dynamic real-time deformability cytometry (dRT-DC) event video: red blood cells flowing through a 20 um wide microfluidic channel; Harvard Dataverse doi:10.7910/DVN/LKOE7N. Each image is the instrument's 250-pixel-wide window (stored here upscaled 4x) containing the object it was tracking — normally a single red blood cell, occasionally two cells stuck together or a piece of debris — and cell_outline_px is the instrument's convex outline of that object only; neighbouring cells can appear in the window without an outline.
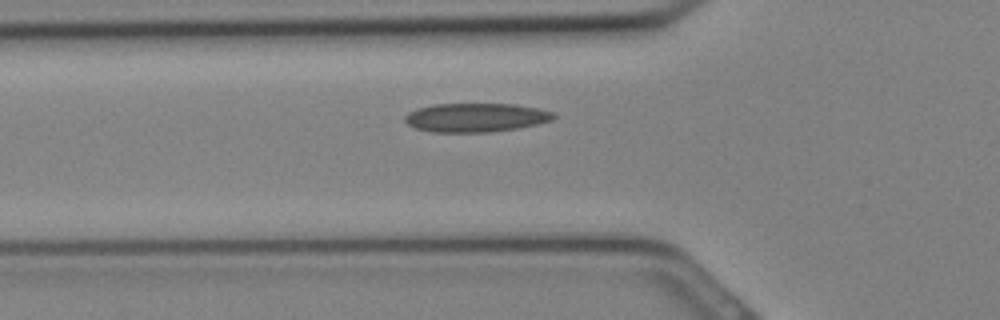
{"species": "Egyptian fruit bat (a non-hibernating species)", "species_latin": "Rousettus aegyptiacus", "temperature_condition": "cold", "stored_images_in_passage": 14, "camera_frame_rate_fps": 3000, "um_per_image_px": 0.085, "animal": {"sex": "female"}, "frame": {"image": 1, "passage_image": 2, "time_ms": 0.333, "image_size_px": [1000, 320], "cell_outline_px": [[556, 116], [552, 120], [520, 128], [488, 132], [432, 132], [416, 128], [408, 124], [404, 120], [404, 116], [408, 112], [416, 108], [432, 104], [516, 104], [536, 108], [552, 112]], "centroid_in_image_um": [40.41, 9.99], "position_along_channel_um": 85.4, "area_um2": 25.03}}
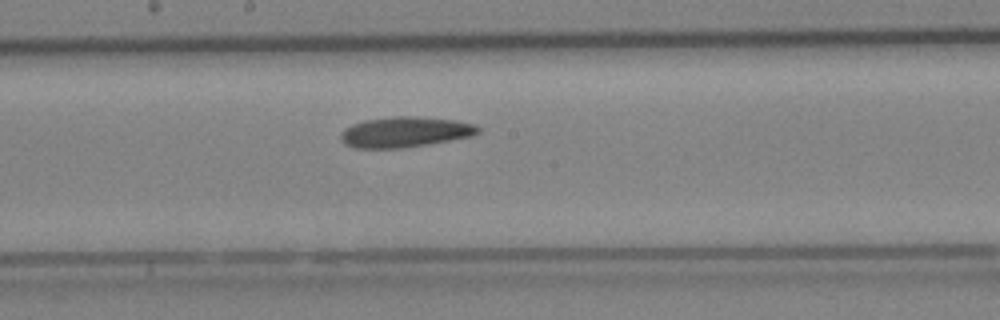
{"frame": {"image": 2, "passage_image": 8, "time_ms": 2.333, "image_size_px": [1000, 320], "cell_outline_px": [[480, 132], [472, 136], [428, 144], [404, 148], [356, 148], [344, 144], [340, 140], [340, 136], [344, 128], [352, 124], [364, 120], [396, 116], [412, 116], [452, 120], [472, 124], [480, 128]], "centroid_in_image_um": [34.38, 11.23], "position_along_channel_um": 213.8, "area_um2": 24.28}}
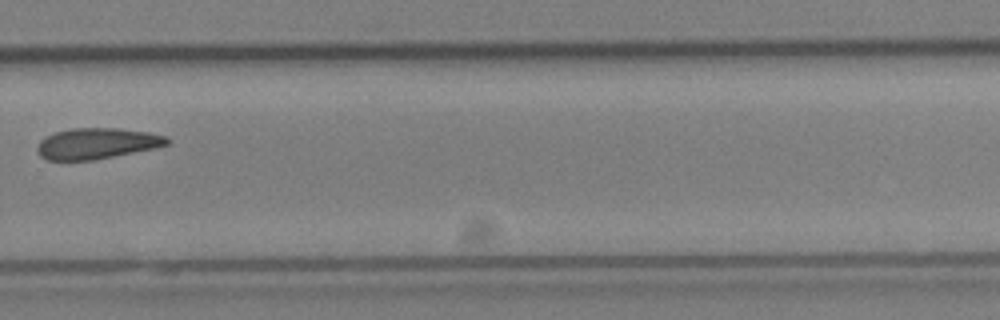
{"frame": {"image": 3, "passage_image": 13, "time_ms": 4.0, "image_size_px": [1000, 320], "cell_outline_px": [[168, 144], [156, 148], [92, 160], [48, 160], [40, 156], [36, 148], [40, 140], [56, 132], [72, 128], [120, 128], [148, 132], [164, 136], [168, 140]], "centroid_in_image_um": [8.22, 12.19], "position_along_channel_um": 321.6, "area_um2": 23.18}}